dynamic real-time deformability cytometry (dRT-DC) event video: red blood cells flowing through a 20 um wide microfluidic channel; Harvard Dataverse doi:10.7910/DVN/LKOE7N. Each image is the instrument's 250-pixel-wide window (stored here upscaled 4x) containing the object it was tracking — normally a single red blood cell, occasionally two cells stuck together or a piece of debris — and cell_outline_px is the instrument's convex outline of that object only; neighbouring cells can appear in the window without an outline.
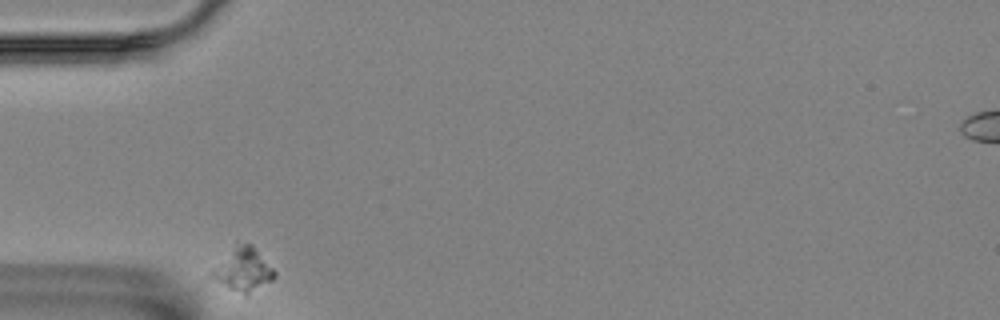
{"species": "Egyptian fruit bat (a non-hibernating species)", "species_latin": "Rousettus aegyptiacus", "temperature_condition": "room temperature", "stored_images_in_passage": 4, "camera_frame_rate_fps": 3000, "um_per_image_px": 0.085, "animal": {"sex": "female"}, "frame": {"image": 1, "passage_image": 1, "time_ms": 0.0, "image_size_px": [1000, 320], "cell_outline_px": [[276, 276], [272, 280], [244, 296], [228, 288], [208, 276], [208, 272], [236, 240], [252, 244], [276, 272]], "centroid_in_image_um": [20.6, 22.86], "position_along_channel_um": 64.4, "area_um2": 16.3}}
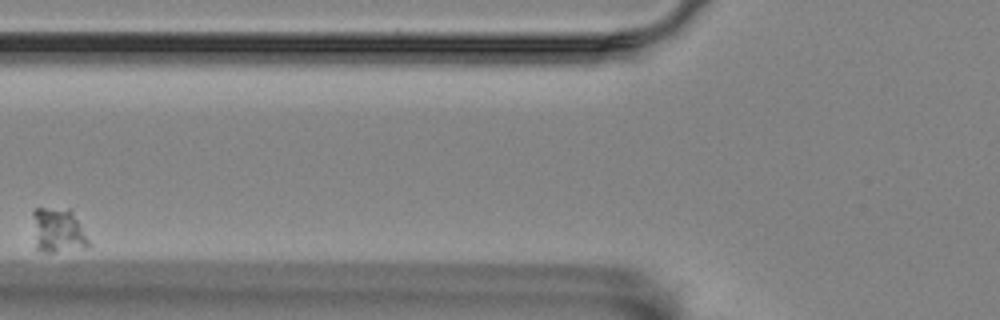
{"frame": {"image": 2, "passage_image": 3, "time_ms": 0.667, "image_size_px": [1000, 320], "cell_outline_px": [[92, 244], [88, 248], [52, 252], [40, 252], [36, 248], [32, 216], [32, 212], [36, 208], [72, 208]], "centroid_in_image_um": [4.97, 19.59], "position_along_channel_um": 120.8, "area_um2": 15.09}}